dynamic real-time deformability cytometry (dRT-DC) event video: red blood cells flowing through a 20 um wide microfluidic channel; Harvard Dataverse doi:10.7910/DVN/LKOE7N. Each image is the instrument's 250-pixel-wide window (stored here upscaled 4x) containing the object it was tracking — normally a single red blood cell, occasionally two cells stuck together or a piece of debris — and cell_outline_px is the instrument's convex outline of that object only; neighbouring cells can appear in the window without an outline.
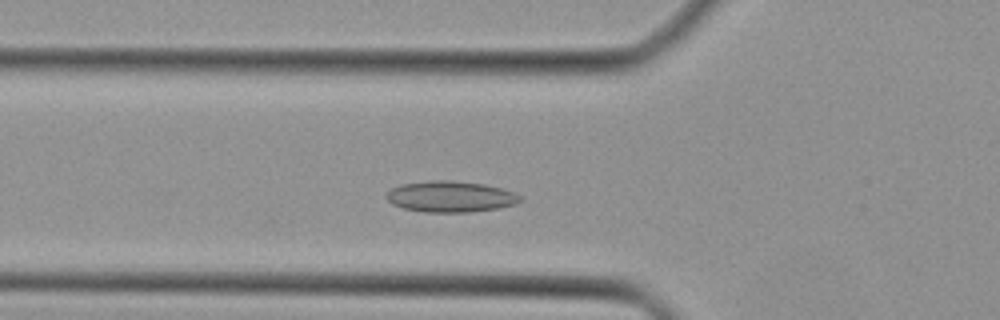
{"species": "Egyptian fruit bat (a non-hibernating species)", "species_latin": "Rousettus aegyptiacus", "temperature_condition": "cold", "stored_images_in_passage": 30, "camera_frame_rate_fps": 3000, "um_per_image_px": 0.085, "animal": {"sex": "female"}, "frame": {"image": 1, "passage_image": 2, "time_ms": 0.333, "image_size_px": [1000, 320], "cell_outline_px": [[524, 200], [516, 204], [500, 208], [468, 212], [424, 212], [404, 208], [392, 204], [384, 196], [392, 188], [400, 184], [432, 180], [452, 180], [484, 184], [500, 188], [524, 196]], "centroid_in_image_um": [38.32, 16.71], "position_along_channel_um": 87.5, "area_um2": 24.39}}
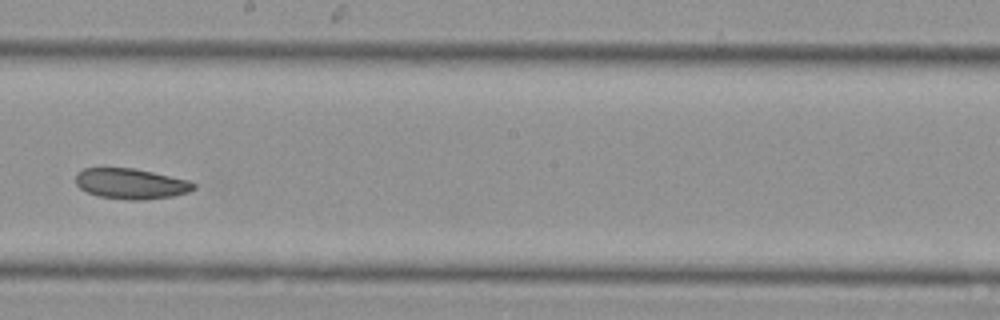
{"frame": {"image": 2, "passage_image": 12, "time_ms": 3.667, "image_size_px": [1000, 320], "cell_outline_px": [[196, 188], [188, 192], [172, 196], [144, 200], [128, 200], [100, 196], [88, 192], [80, 188], [76, 184], [76, 172], [84, 168], [132, 168], [152, 172], [188, 180], [196, 184]], "centroid_in_image_um": [11.13, 15.61], "position_along_channel_um": 237.1, "area_um2": 20.87}}
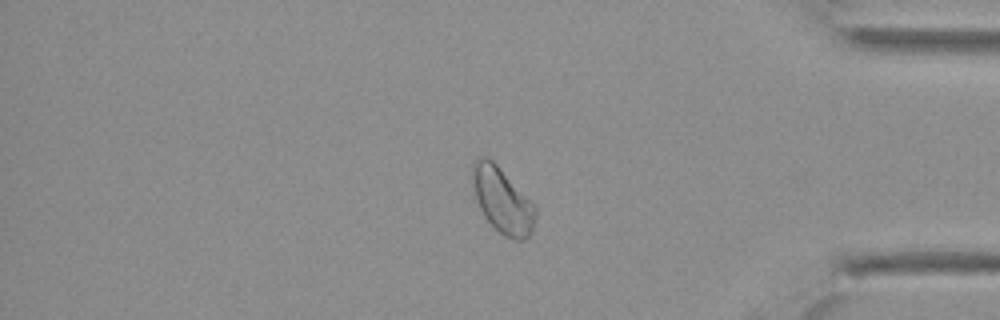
{"frame": {"image": 3, "passage_image": 24, "time_ms": 7.667, "image_size_px": [1000, 320], "cell_outline_px": [[536, 216], [532, 232], [524, 240], [516, 240], [504, 236], [484, 216], [472, 196], [472, 164], [480, 156], [488, 156], [500, 168], [536, 208]], "centroid_in_image_um": [42.65, 17.03], "position_along_channel_um": 392.6, "area_um2": 23.93}}